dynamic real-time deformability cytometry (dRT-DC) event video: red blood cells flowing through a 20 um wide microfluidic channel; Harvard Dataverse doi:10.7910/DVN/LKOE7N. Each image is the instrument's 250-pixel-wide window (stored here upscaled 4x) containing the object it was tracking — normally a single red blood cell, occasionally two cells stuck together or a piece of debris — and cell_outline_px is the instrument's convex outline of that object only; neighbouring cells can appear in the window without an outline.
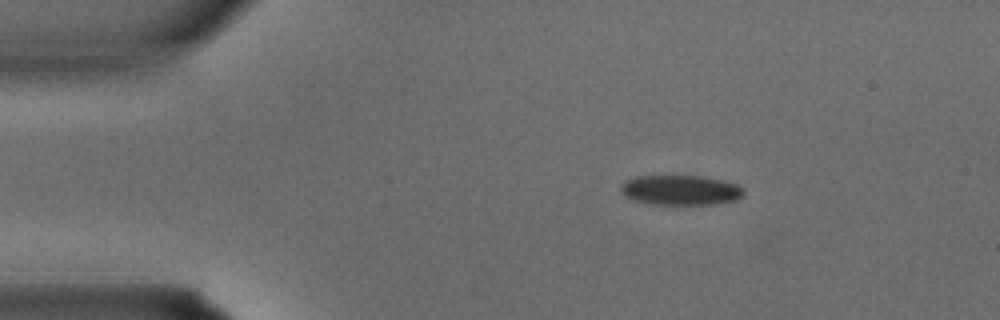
{"species": "common noctule bat (a hibernating species)", "species_latin": "Nyctalus noctula", "temperature_condition": "warm", "stored_images_in_passage": 2, "camera_frame_rate_fps": 3000, "um_per_image_px": 0.085, "animal": {"sex": "male", "body_mass_g": 15.6}, "frame": {"image": 1, "passage_image": 1, "time_ms": 0.0, "image_size_px": [1000, 320], "cell_outline_px": [[744, 192], [736, 200], [712, 204], [652, 204], [636, 200], [624, 196], [620, 192], [620, 184], [636, 176], [704, 176], [736, 184]], "centroid_in_image_um": [57.8, 16.15], "position_along_channel_um": 27.2, "area_um2": 21.15}}